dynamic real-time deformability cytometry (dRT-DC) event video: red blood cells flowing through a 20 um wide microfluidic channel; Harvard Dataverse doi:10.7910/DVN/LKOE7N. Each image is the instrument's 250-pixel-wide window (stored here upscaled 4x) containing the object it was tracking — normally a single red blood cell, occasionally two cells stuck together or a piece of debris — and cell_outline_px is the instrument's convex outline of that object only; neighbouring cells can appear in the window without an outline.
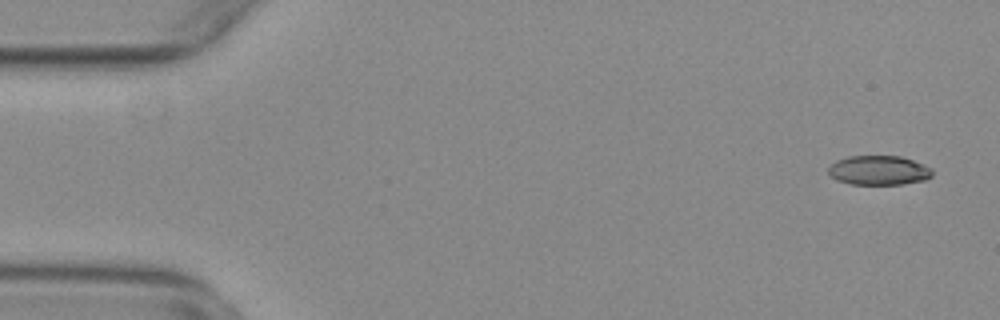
{"species": "common noctule bat (a hibernating species)", "species_latin": "Nyctalus noctula", "temperature_condition": "warm", "stored_images_in_passage": 55, "camera_frame_rate_fps": 3000, "um_per_image_px": 0.085, "animal": {"sex": "female", "body_mass_g": 29.2, "forearm_length_mm": 56.3}, "frame": {"image": 1, "passage_image": 3, "time_ms": 0.667, "image_size_px": [1000, 320], "cell_outline_px": [[932, 176], [924, 180], [904, 184], [852, 184], [836, 180], [828, 172], [828, 168], [836, 160], [848, 156], [900, 156], [924, 164], [932, 168]], "centroid_in_image_um": [74.71, 14.47], "position_along_channel_um": 10.3, "area_um2": 17.8}}
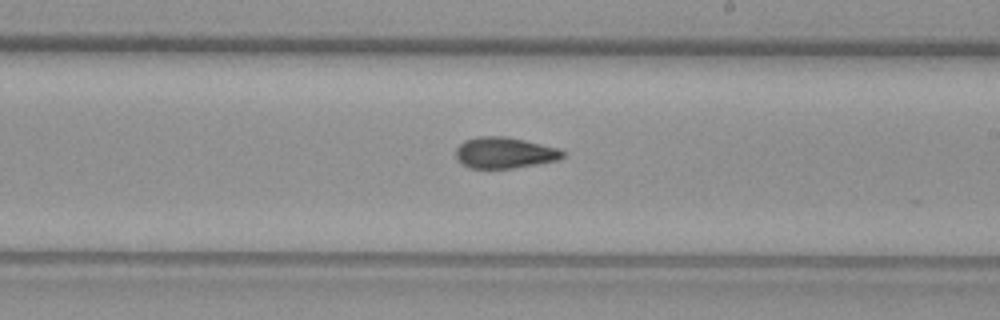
{"frame": {"image": 2, "passage_image": 32, "time_ms": 10.333, "image_size_px": [1000, 320], "cell_outline_px": [[564, 156], [556, 160], [536, 164], [512, 168], [468, 168], [460, 164], [456, 156], [456, 148], [464, 140], [476, 136], [504, 136], [524, 140], [560, 148], [564, 152]], "centroid_in_image_um": [42.85, 12.98], "position_along_channel_um": 246.2, "area_um2": 19.42}}
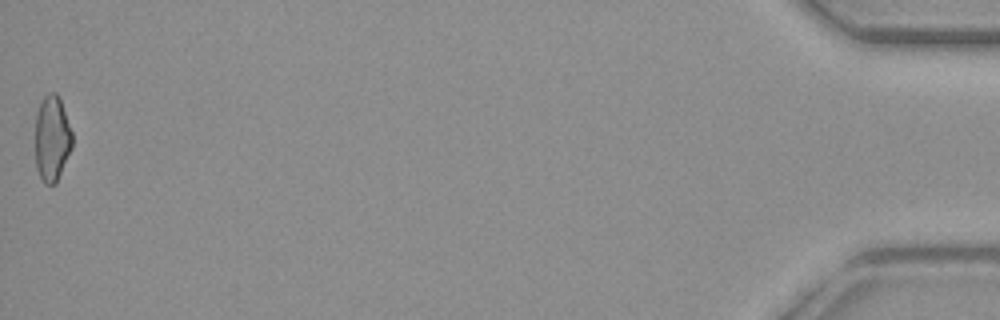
{"frame": {"image": 3, "passage_image": 55, "time_ms": 18.0, "image_size_px": [1000, 320], "cell_outline_px": [[72, 148], [56, 184], [44, 184], [36, 168], [36, 112], [44, 96], [48, 92], [56, 92], [60, 96], [72, 132]], "centroid_in_image_um": [4.43, 11.75], "position_along_channel_um": 430.8, "area_um2": 18.67}, "authors_computed_cell_mechanics": {"area_um2": 19.0162, "velocity_mm_per_s": 3.8031, "shape_relaxation_time_tau1_ms": null, "shape_relaxation_time_tau2_ms": 2.9939, "deformation_change_tau1": null, "deformation_change_tau2": 0.0666}}